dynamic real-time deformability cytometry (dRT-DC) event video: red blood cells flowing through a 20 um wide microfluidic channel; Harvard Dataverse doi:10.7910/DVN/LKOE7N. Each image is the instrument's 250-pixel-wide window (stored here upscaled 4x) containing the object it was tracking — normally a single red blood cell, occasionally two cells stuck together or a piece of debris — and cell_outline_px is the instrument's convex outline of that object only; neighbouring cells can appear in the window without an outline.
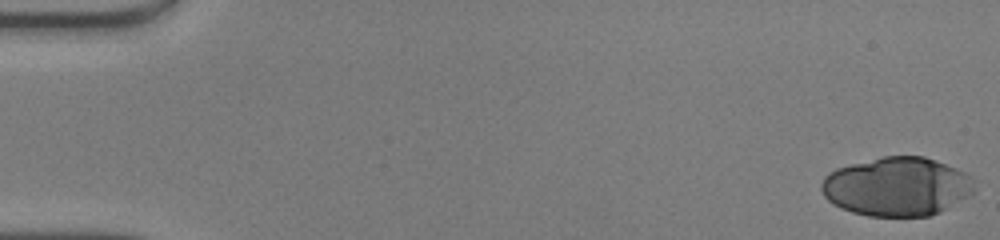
{"species": "human", "species_latin": "Homo sapiens", "temperature_condition": "warm", "stored_images_in_passage": 49, "camera_frame_rate_fps": 3000, "um_per_image_px": 0.085, "donor": {"sex": "male"}, "frame": {"image": 1, "passage_image": 1, "time_ms": 0.0, "image_size_px": [1000, 240], "cell_outline_px": [[976, 188], [972, 196], [940, 212], [928, 216], [868, 216], [852, 212], [840, 208], [832, 204], [824, 196], [820, 188], [820, 184], [824, 176], [828, 172], [836, 168], [884, 156], [924, 156], [936, 160], [956, 168], [972, 176]], "centroid_in_image_um": [76.26, 15.87], "position_along_channel_um": 8.7, "area_um2": 53.0}}
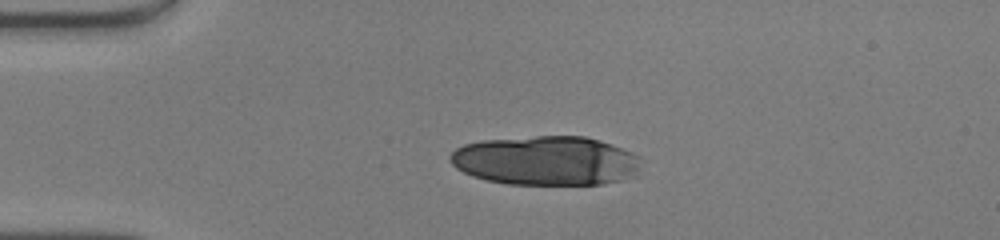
{"frame": {"image": 2, "passage_image": 12, "time_ms": 3.667, "image_size_px": [1000, 240], "cell_outline_px": [[640, 156], [636, 168], [632, 172], [620, 180], [604, 184], [508, 184], [488, 180], [472, 176], [456, 168], [448, 160], [448, 156], [456, 148], [464, 144], [484, 140], [536, 136], [584, 136], [600, 140], [632, 152]], "centroid_in_image_um": [46.32, 13.64], "position_along_channel_um": 38.7, "area_um2": 54.39}}